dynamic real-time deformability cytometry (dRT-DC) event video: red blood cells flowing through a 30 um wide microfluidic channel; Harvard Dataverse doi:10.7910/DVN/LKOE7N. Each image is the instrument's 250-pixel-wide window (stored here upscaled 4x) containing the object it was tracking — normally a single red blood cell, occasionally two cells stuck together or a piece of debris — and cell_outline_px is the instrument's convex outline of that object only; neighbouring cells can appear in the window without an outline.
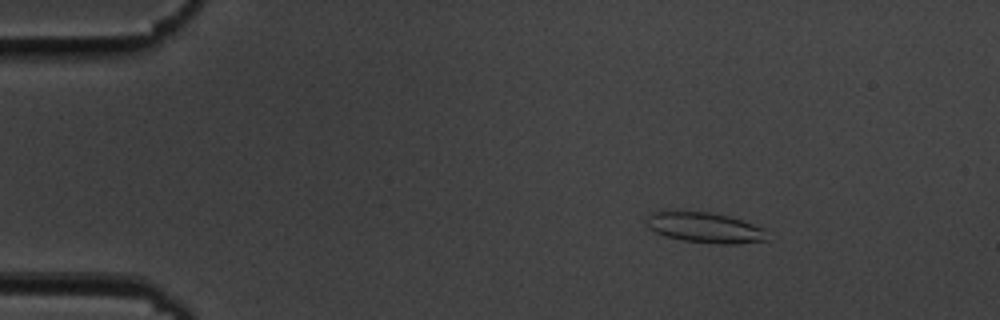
{"species": "common noctule bat (a hibernating species)", "species_latin": "Nyctalus noctula", "temperature_condition": "cold", "stored_images_in_passage": 48, "camera_frame_rate_fps": 3000, "um_per_image_px": 0.085, "animal": {"sex": "male", "body_mass_g": 19.5, "forearm_length_mm": 54.6}, "frame": {"image": 1, "passage_image": 1, "time_ms": 0.0, "image_size_px": [1000, 320], "cell_outline_px": [[764, 240], [736, 244], [720, 244], [684, 240], [664, 236], [648, 228], [648, 216], [652, 212], [660, 208], [712, 212], [728, 216], [764, 228]], "centroid_in_image_um": [59.79, 19.29], "position_along_channel_um": 25.2, "area_um2": 21.62}}
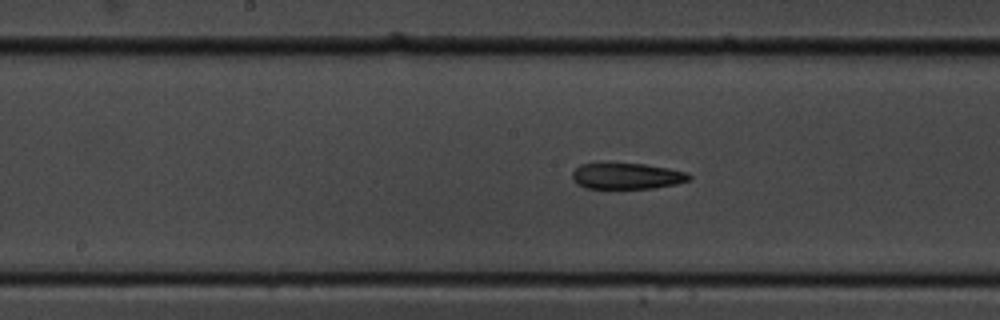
{"frame": {"image": 2, "passage_image": 21, "time_ms": 6.667, "image_size_px": [1000, 320], "cell_outline_px": [[692, 176], [688, 180], [676, 184], [652, 188], [584, 188], [576, 184], [572, 176], [572, 172], [580, 164], [644, 164], [668, 168], [688, 172]], "centroid_in_image_um": [53.28, 14.97], "position_along_channel_um": 194.9, "area_um2": 17.57}}
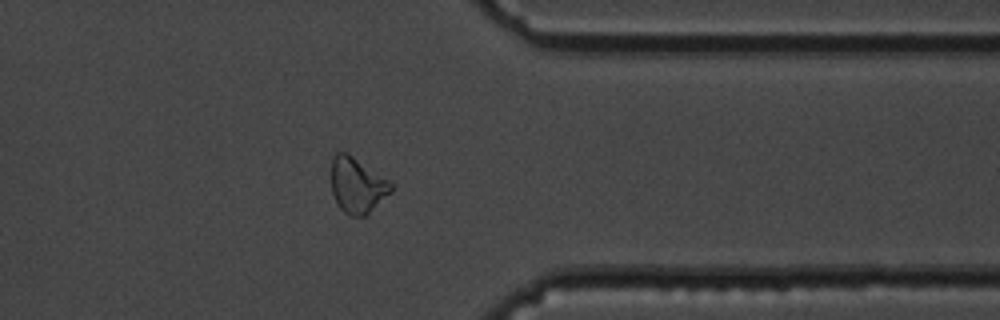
{"frame": {"image": 3, "passage_image": 37, "time_ms": 12.0, "image_size_px": [1000, 320], "cell_outline_px": [[392, 192], [364, 216], [348, 216], [340, 208], [332, 192], [332, 156], [336, 152], [348, 152], [392, 180]], "centroid_in_image_um": [30.39, 15.71], "position_along_channel_um": 381.0, "area_um2": 19.65}, "authors_computed_cell_mechanics": {"area_um2": 19.4208, "velocity_mm_per_s": 3.6192, "shape_relaxation_time_tau1_ms": null, "shape_relaxation_time_tau2_ms": 8.8727, "deformation_change_tau1": null, "deformation_change_tau2": 0.1988}}